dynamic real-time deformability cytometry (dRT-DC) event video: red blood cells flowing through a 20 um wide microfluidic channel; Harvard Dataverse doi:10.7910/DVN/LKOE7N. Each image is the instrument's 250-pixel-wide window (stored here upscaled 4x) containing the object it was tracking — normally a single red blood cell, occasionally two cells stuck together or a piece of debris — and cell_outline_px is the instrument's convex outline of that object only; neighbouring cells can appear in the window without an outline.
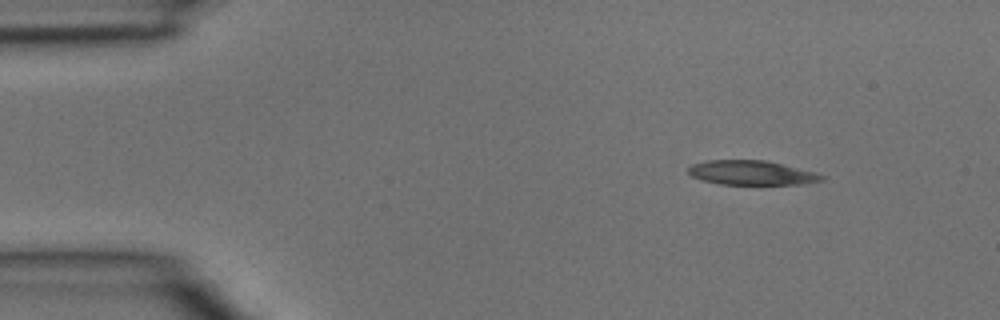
{"species": "common noctule bat (a hibernating species)", "species_latin": "Nyctalus noctula", "temperature_condition": "room temperature", "stored_images_in_passage": 2, "camera_frame_rate_fps": 3000, "um_per_image_px": 0.085, "animal": {"sex": "male", "body_mass_g": 15.6}, "frame": {"image": 1, "passage_image": 1, "time_ms": 0.0, "image_size_px": [1000, 320], "cell_outline_px": [[824, 180], [804, 184], [720, 184], [700, 180], [692, 176], [688, 172], [688, 168], [692, 164], [708, 160], [768, 160], [816, 172], [824, 176]], "centroid_in_image_um": [63.9, 14.68], "position_along_channel_um": 21.1, "area_um2": 19.07}}